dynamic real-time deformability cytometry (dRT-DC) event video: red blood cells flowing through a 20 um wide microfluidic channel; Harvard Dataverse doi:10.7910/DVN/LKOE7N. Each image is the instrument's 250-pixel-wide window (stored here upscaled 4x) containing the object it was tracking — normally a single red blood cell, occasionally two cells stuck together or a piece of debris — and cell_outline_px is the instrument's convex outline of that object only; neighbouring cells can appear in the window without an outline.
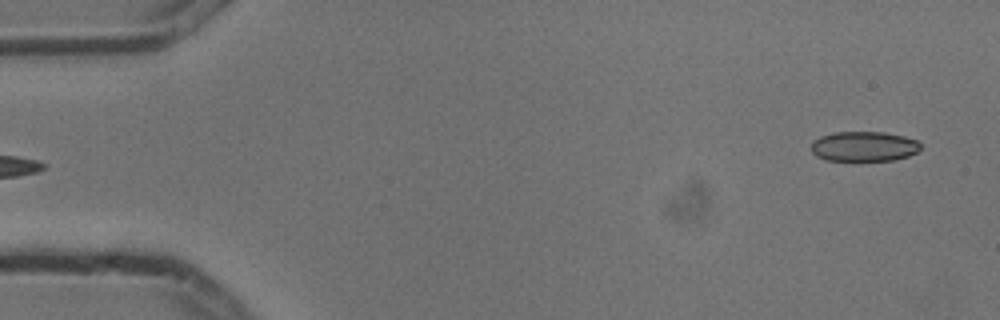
{"species": "common noctule bat (a hibernating species)", "species_latin": "Nyctalus noctula", "temperature_condition": "cold", "stored_images_in_passage": 6, "camera_frame_rate_fps": 3000, "um_per_image_px": 0.085, "animal": {"sex": "male", "body_mass_g": 13.3}, "frame": {"image": 1, "passage_image": 6, "time_ms": 1.667, "image_size_px": [1000, 320], "cell_outline_px": [[920, 148], [916, 152], [908, 156], [892, 160], [828, 160], [816, 156], [812, 152], [812, 140], [820, 136], [836, 132], [884, 132], [904, 136], [916, 140], [920, 144]], "centroid_in_image_um": [73.42, 12.43], "position_along_channel_um": 11.6, "area_um2": 18.96}}